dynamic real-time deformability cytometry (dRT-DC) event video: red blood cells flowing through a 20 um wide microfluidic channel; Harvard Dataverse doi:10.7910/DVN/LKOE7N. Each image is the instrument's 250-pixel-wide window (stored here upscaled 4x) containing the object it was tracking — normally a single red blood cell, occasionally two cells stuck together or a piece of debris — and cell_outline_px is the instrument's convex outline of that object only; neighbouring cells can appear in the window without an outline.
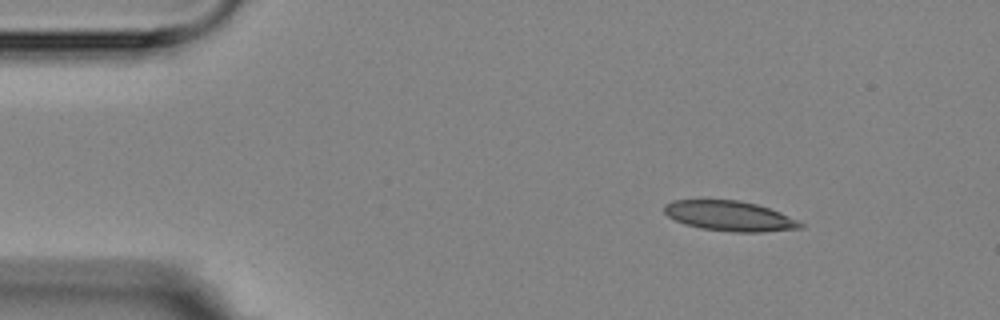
{"species": "Egyptian fruit bat (a non-hibernating species)", "species_latin": "Rousettus aegyptiacus", "temperature_condition": "room temperature", "stored_images_in_passage": 3, "camera_frame_rate_fps": 3000, "um_per_image_px": 0.085, "animal": {"sex": "female"}, "frame": {"image": 1, "passage_image": 1, "time_ms": 0.0, "image_size_px": [1000, 320], "cell_outline_px": [[804, 228], [760, 232], [732, 232], [700, 228], [684, 224], [668, 216], [664, 212], [664, 204], [672, 200], [740, 200], [756, 204], [780, 212], [804, 224]], "centroid_in_image_um": [62.0, 18.36], "position_along_channel_um": 23.0, "area_um2": 23.81}}